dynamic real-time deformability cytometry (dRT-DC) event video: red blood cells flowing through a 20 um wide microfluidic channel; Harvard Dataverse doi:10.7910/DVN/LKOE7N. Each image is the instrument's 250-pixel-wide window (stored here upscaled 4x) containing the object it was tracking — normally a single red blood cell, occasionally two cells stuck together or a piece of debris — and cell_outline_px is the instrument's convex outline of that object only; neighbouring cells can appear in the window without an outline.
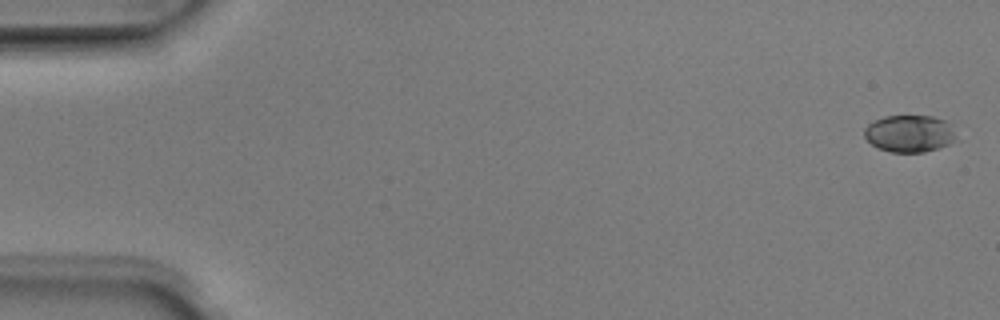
{"species": "Egyptian fruit bat (a non-hibernating species)", "species_latin": "Rousettus aegyptiacus", "temperature_condition": "room temperature", "stored_images_in_passage": 4, "camera_frame_rate_fps": 3000, "um_per_image_px": 0.085, "animal": {"sex": "male"}, "frame": {"image": 1, "passage_image": 1, "time_ms": 0.0, "image_size_px": [1000, 320], "cell_outline_px": [[960, 140], [924, 152], [892, 152], [880, 148], [872, 144], [864, 136], [864, 128], [868, 124], [884, 116], [932, 116], [944, 120], [948, 124]], "centroid_in_image_um": [77.32, 11.35], "position_along_channel_um": 7.7, "area_um2": 19.71}}
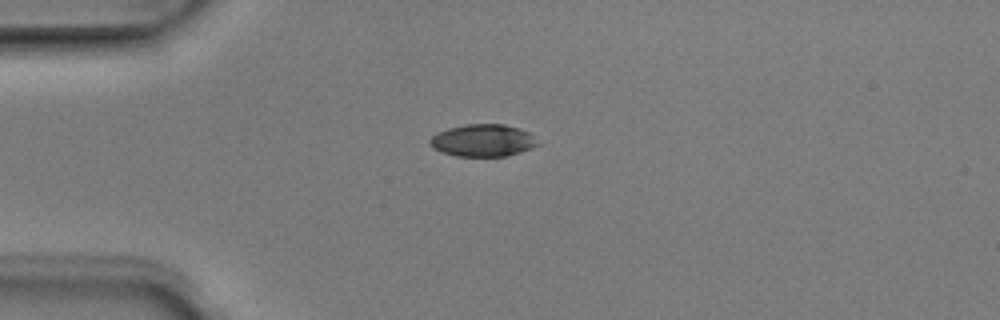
{"frame": {"image": 2, "passage_image": 4, "time_ms": 1.0, "image_size_px": [1000, 320], "cell_outline_px": [[540, 144], [532, 148], [520, 152], [504, 156], [456, 156], [440, 152], [432, 148], [428, 144], [428, 140], [436, 132], [448, 128], [464, 124], [504, 124], [520, 128], [528, 132]], "centroid_in_image_um": [40.99, 11.93], "position_along_channel_um": 44.0, "area_um2": 20.46}}